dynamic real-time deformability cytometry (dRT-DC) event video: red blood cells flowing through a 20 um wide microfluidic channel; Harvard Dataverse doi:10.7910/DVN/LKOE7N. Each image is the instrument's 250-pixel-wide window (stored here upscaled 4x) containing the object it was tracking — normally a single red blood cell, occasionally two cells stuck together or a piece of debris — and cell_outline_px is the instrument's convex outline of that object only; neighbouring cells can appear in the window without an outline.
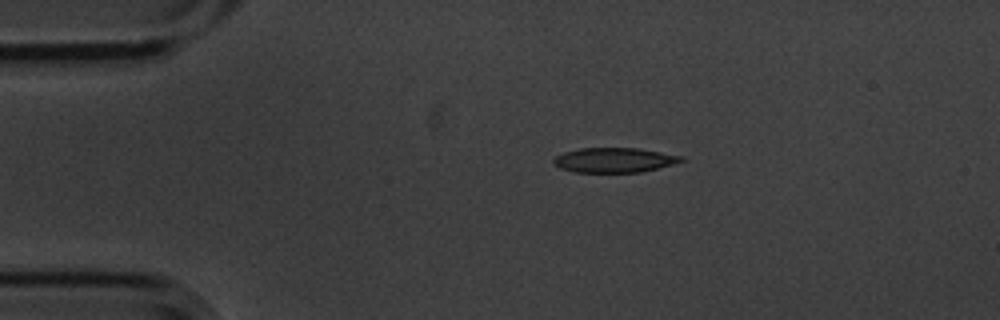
{"species": "common noctule bat (a hibernating species)", "species_latin": "Nyctalus noctula", "temperature_condition": "cold", "stored_images_in_passage": 3, "camera_frame_rate_fps": 3000, "um_per_image_px": 0.085, "animal": {"sex": "male", "body_mass_g": 20.1, "forearm_length_mm": 53.5}, "frame": {"image": 1, "passage_image": 1, "time_ms": 0.0, "image_size_px": [1000, 320], "cell_outline_px": [[684, 160], [672, 164], [640, 172], [576, 172], [560, 168], [552, 164], [552, 160], [556, 156], [564, 152], [580, 148], [636, 148], [684, 156]], "centroid_in_image_um": [52.17, 13.6], "position_along_channel_um": 32.8, "area_um2": 18.26}}
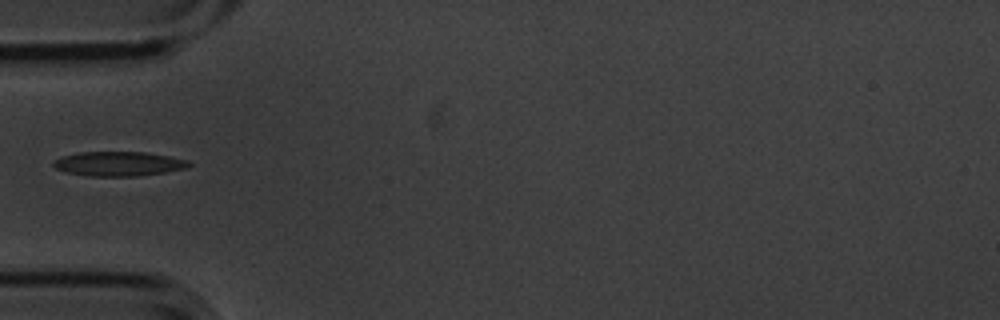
{"frame": {"image": 2, "passage_image": 3, "time_ms": 0.667, "image_size_px": [1000, 320], "cell_outline_px": [[192, 164], [188, 168], [164, 172], [136, 176], [88, 176], [64, 172], [56, 168], [52, 164], [52, 160], [60, 156], [80, 152], [144, 152], [168, 156], [188, 160]], "centroid_in_image_um": [10.04, 13.92], "position_along_channel_um": 75.0, "area_um2": 19.42}}